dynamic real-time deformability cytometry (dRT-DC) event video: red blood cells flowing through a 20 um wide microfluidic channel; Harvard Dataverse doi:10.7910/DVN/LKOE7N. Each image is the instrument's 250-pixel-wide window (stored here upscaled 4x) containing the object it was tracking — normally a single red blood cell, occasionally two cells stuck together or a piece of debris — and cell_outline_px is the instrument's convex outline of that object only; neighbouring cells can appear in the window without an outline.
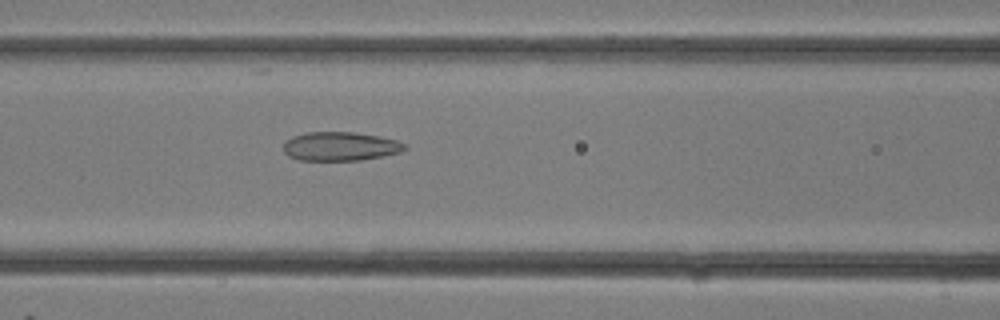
{"species": "common noctule bat (a hibernating species)", "species_latin": "Nyctalus noctula", "temperature_condition": "room temperature", "stored_images_in_passage": 15, "camera_frame_rate_fps": 3000, "um_per_image_px": 0.085, "animal": {"sex": "female"}, "frame": {"image": 1, "passage_image": 13, "time_ms": 4.0, "image_size_px": [1000, 320], "cell_outline_px": [[408, 148], [400, 152], [360, 160], [300, 160], [288, 156], [284, 152], [284, 140], [292, 136], [308, 132], [352, 132], [380, 136], [396, 140], [408, 144]], "centroid_in_image_um": [28.92, 12.43], "position_along_channel_um": 137.7, "area_um2": 20.46}}
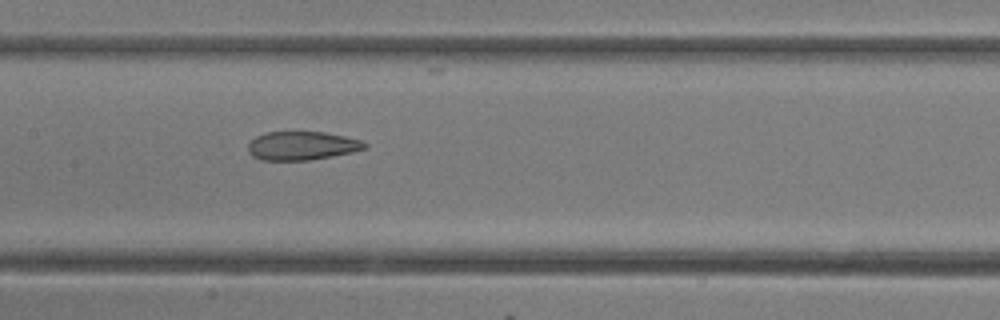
{"frame": {"image": 2, "passage_image": 15, "time_ms": 4.667, "image_size_px": [1000, 320], "cell_outline_px": [[368, 148], [352, 152], [332, 156], [308, 160], [260, 160], [252, 156], [248, 152], [248, 144], [256, 136], [264, 132], [324, 132], [364, 140], [368, 144]], "centroid_in_image_um": [25.68, 12.38], "position_along_channel_um": 181.7, "area_um2": 19.59}}